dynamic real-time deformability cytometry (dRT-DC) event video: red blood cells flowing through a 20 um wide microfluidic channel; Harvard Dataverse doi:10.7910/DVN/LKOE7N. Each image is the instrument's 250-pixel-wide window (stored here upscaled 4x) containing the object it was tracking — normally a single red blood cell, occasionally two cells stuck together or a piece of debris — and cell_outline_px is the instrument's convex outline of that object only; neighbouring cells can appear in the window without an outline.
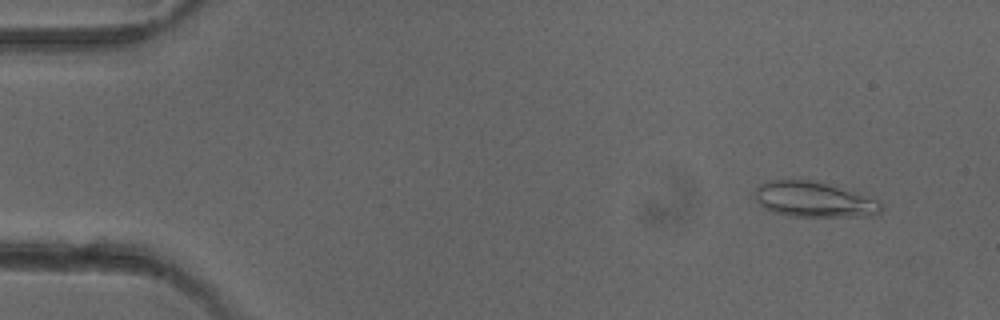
{"species": "common noctule bat (a hibernating species)", "species_latin": "Nyctalus noctula", "temperature_condition": "cold", "stored_images_in_passage": 4, "camera_frame_rate_fps": 3000, "um_per_image_px": 0.085, "animal": {"sex": "female"}, "frame": {"image": 1, "passage_image": 1, "time_ms": 0.0, "image_size_px": [1000, 320], "cell_outline_px": [[884, 208], [876, 216], [788, 216], [772, 212], [764, 208], [756, 200], [752, 192], [760, 184], [768, 180], [812, 180], [856, 192], [880, 200]], "centroid_in_image_um": [69.19, 16.96], "position_along_channel_um": 15.8, "area_um2": 26.3}}